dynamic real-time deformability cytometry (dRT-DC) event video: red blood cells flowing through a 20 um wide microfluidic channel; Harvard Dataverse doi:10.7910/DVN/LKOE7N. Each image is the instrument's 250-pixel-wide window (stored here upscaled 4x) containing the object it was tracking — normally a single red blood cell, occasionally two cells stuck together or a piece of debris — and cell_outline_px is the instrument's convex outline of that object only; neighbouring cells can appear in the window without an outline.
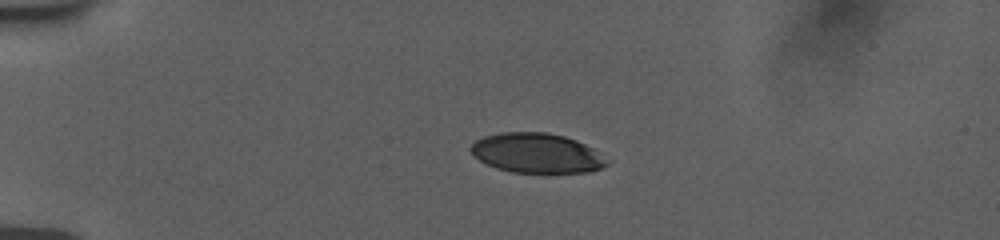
{"species": "human", "species_latin": "Homo sapiens", "temperature_condition": "room temperature", "stored_images_in_passage": 36, "camera_frame_rate_fps": 3000, "um_per_image_px": 0.085, "donor": {"sex": "female"}, "frame": {"image": 1, "passage_image": 1, "time_ms": 0.0, "image_size_px": [1000, 240], "cell_outline_px": [[612, 160], [608, 164], [600, 168], [588, 172], [512, 172], [496, 168], [472, 156], [468, 148], [476, 140], [484, 136], [500, 132], [548, 132], [564, 136], [576, 140], [592, 148]], "centroid_in_image_um": [45.62, 13.0], "position_along_channel_um": 39.4, "area_um2": 31.67}}
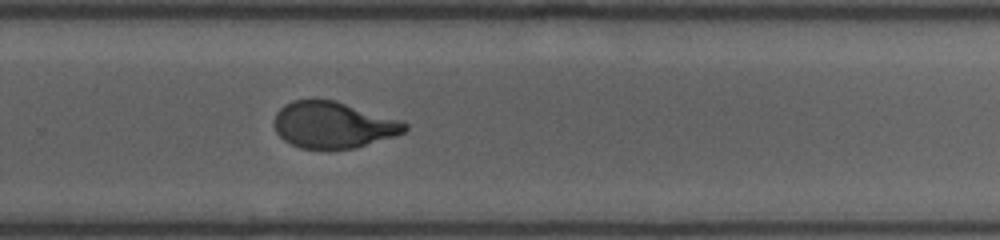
{"frame": {"image": 2, "passage_image": 20, "time_ms": 8.333, "image_size_px": [1000, 240], "cell_outline_px": [[408, 128], [404, 132], [396, 136], [356, 148], [300, 148], [284, 140], [276, 132], [276, 112], [284, 104], [292, 100], [336, 100], [404, 120], [408, 124]], "centroid_in_image_um": [28.39, 10.6], "position_along_channel_um": 301.4, "area_um2": 35.43}}
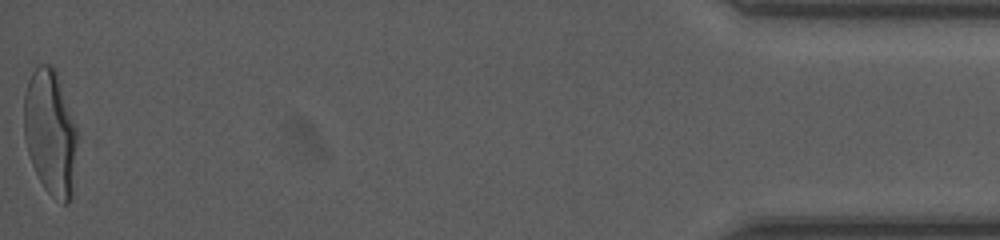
{"frame": {"image": 3, "passage_image": 36, "time_ms": 14.0, "image_size_px": [1000, 240], "cell_outline_px": [[76, 140], [72, 196], [68, 204], [64, 204], [52, 196], [44, 188], [32, 164], [28, 152], [24, 136], [24, 96], [28, 80], [32, 72], [40, 64], [52, 64], [56, 68], [76, 128]], "centroid_in_image_um": [4.26, 11.23], "position_along_channel_um": 430.9, "area_um2": 38.67}, "authors_computed_cell_mechanics": {"area_um2": 36.5007, "velocity_mm_per_s": 3.764, "shape_relaxation_time_tau1_ms": 4.3052, "shape_relaxation_time_tau2_ms": null, "deformation_change_tau1": 0.1879, "deformation_change_tau2": null}}